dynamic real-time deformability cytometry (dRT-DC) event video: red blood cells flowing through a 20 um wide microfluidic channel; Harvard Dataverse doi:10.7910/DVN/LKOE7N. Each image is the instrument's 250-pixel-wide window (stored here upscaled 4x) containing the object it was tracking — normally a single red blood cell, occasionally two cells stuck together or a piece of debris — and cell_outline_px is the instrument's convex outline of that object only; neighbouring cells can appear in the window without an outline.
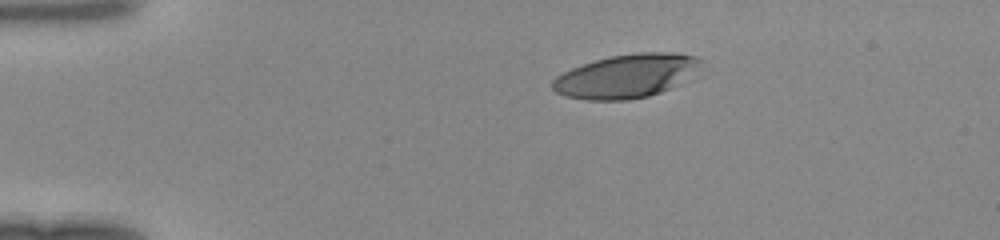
{"species": "human", "species_latin": "Homo sapiens", "temperature_condition": "room temperature", "stored_images_in_passage": 39, "camera_frame_rate_fps": 3000, "um_per_image_px": 0.085, "donor": {"sex": "female"}, "frame": {"image": 1, "passage_image": 1, "time_ms": 0.0, "image_size_px": [1000, 240], "cell_outline_px": [[708, 76], [648, 96], [628, 100], [588, 100], [564, 96], [556, 92], [552, 88], [552, 80], [556, 76], [572, 68], [608, 56], [636, 52], [668, 52], [696, 56], [704, 60], [708, 72]], "centroid_in_image_um": [53.51, 6.45], "position_along_channel_um": 31.5, "area_um2": 39.54}}
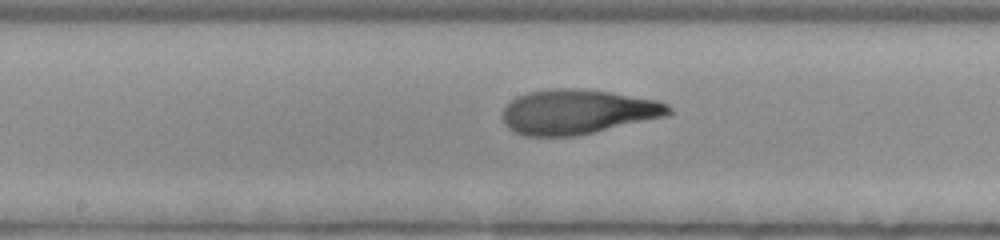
{"frame": {"image": 2, "passage_image": 17, "time_ms": 5.333, "image_size_px": [1000, 240], "cell_outline_px": [[672, 112], [668, 116], [592, 132], [572, 136], [524, 136], [512, 132], [504, 124], [500, 116], [504, 108], [516, 96], [528, 92], [556, 88], [572, 88], [612, 92], [660, 100], [668, 104], [672, 108]], "centroid_in_image_um": [49.09, 9.5], "position_along_channel_um": 199.1, "area_um2": 43.52}}
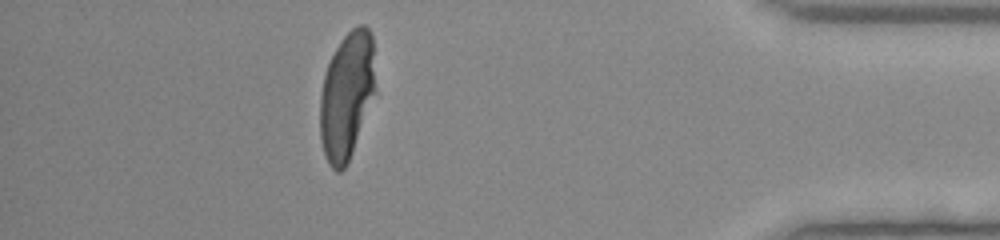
{"frame": {"image": 3, "passage_image": 34, "time_ms": 11.0, "image_size_px": [1000, 240], "cell_outline_px": [[376, 92], [352, 152], [344, 168], [340, 172], [336, 172], [328, 164], [320, 140], [320, 96], [324, 76], [328, 64], [340, 40], [352, 28], [360, 24], [364, 24], [368, 28], [372, 36], [376, 88]], "centroid_in_image_um": [29.48, 8.11], "position_along_channel_um": 405.7, "area_um2": 41.15}}